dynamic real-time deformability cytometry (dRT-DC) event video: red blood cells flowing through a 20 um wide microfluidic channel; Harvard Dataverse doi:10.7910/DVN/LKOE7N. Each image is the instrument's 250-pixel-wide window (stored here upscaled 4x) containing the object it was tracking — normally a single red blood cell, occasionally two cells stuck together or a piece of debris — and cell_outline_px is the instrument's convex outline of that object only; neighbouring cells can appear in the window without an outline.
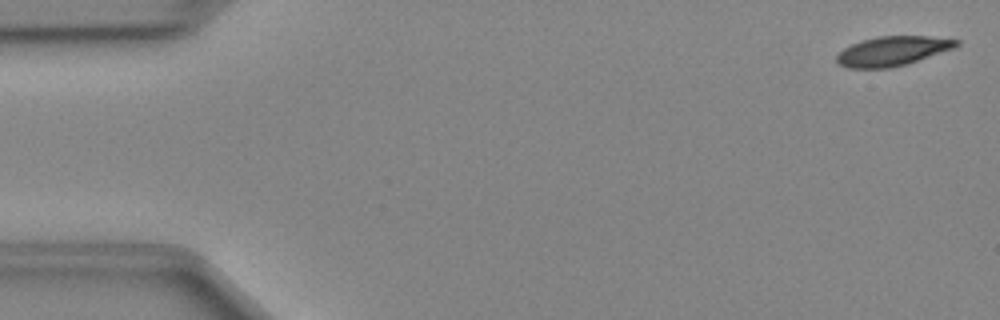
{"species": "Egyptian fruit bat (a non-hibernating species)", "species_latin": "Rousettus aegyptiacus", "temperature_condition": "cold", "stored_images_in_passage": 48, "camera_frame_rate_fps": 3000, "um_per_image_px": 0.085, "animal": {"sex": "female"}, "frame": {"image": 1, "passage_image": 1, "time_ms": 0.0, "image_size_px": [1000, 320], "cell_outline_px": [[960, 44], [956, 48], [908, 64], [888, 68], [848, 68], [836, 64], [836, 56], [844, 48], [852, 44], [864, 40], [880, 36], [928, 36], [960, 40]], "centroid_in_image_um": [75.9, 4.35], "position_along_channel_um": 9.1, "area_um2": 20.69}}
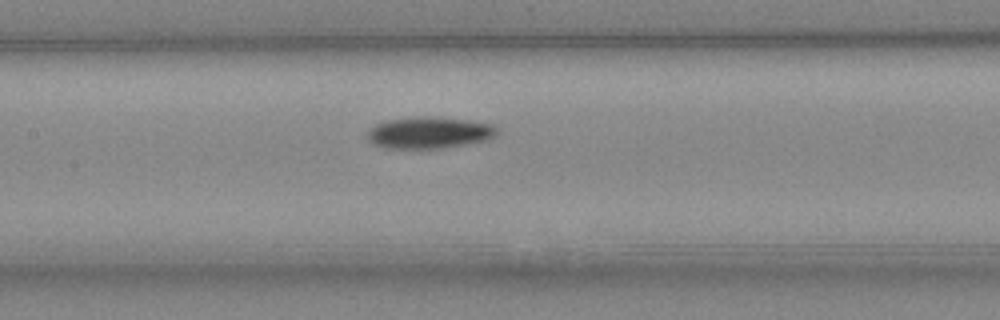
{"frame": {"image": 2, "passage_image": 22, "time_ms": 7.0, "image_size_px": [1000, 320], "cell_outline_px": [[500, 132], [496, 136], [484, 140], [444, 148], [384, 148], [372, 144], [368, 140], [368, 128], [376, 124], [388, 120], [420, 116], [424, 116], [468, 120], [492, 124]], "centroid_in_image_um": [36.46, 11.28], "position_along_channel_um": 170.9, "area_um2": 23.81}}
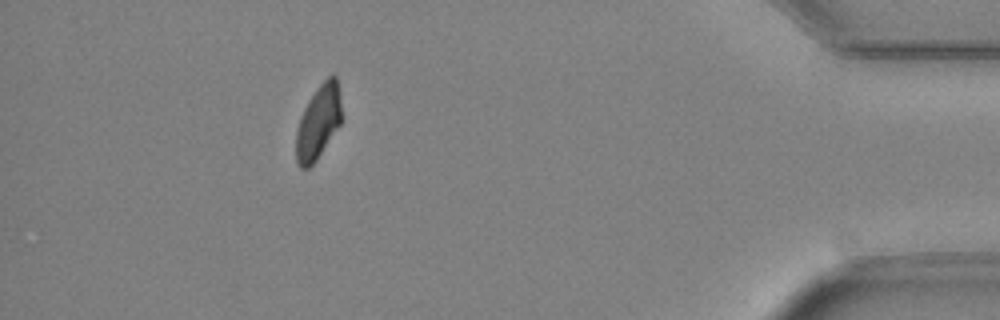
{"frame": {"image": 3, "passage_image": 43, "time_ms": 14.0, "image_size_px": [1000, 320], "cell_outline_px": [[340, 124], [316, 160], [308, 168], [300, 168], [296, 164], [296, 132], [300, 116], [308, 100], [316, 88], [328, 76], [336, 76], [340, 92]], "centroid_in_image_um": [27.03, 10.38], "position_along_channel_um": 408.2, "area_um2": 19.42}}